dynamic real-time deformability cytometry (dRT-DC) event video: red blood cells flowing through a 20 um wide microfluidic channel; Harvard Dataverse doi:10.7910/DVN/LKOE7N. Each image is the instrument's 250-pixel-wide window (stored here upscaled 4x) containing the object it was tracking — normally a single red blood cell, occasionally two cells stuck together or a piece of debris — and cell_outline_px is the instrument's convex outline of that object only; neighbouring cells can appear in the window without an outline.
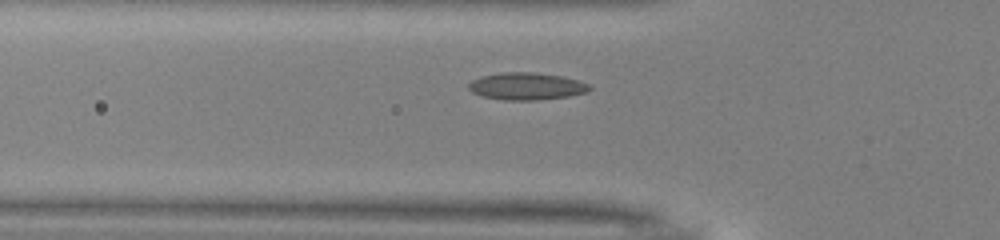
{"species": "common noctule bat (a hibernating species)", "species_latin": "Nyctalus noctula", "temperature_condition": "warm", "stored_images_in_passage": 25, "camera_frame_rate_fps": 3000, "um_per_image_px": 0.085, "animal": {"sex": "male", "body_mass_g": 13.0, "forearm_length_mm": 53.1}, "frame": {"image": 1, "passage_image": 2, "time_ms": 0.333, "image_size_px": [1000, 240], "cell_outline_px": [[592, 88], [588, 92], [568, 96], [540, 100], [504, 100], [480, 96], [472, 92], [468, 88], [468, 84], [472, 80], [480, 76], [500, 72], [536, 72], [564, 76], [588, 84]], "centroid_in_image_um": [44.73, 7.33], "position_along_channel_um": 81.1, "area_um2": 19.42}}
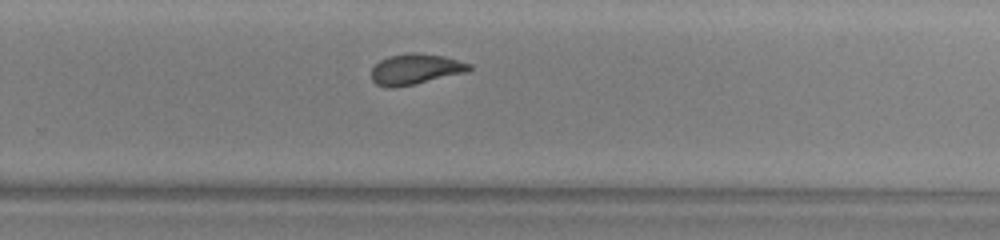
{"frame": {"image": 2, "passage_image": 18, "time_ms": 5.667, "image_size_px": [1000, 240], "cell_outline_px": [[472, 68], [468, 72], [416, 84], [392, 88], [388, 88], [376, 84], [372, 80], [372, 68], [380, 60], [388, 56], [408, 52], [416, 52], [444, 56], [472, 64]], "centroid_in_image_um": [35.33, 5.88], "position_along_channel_um": 294.5, "area_um2": 17.69}}
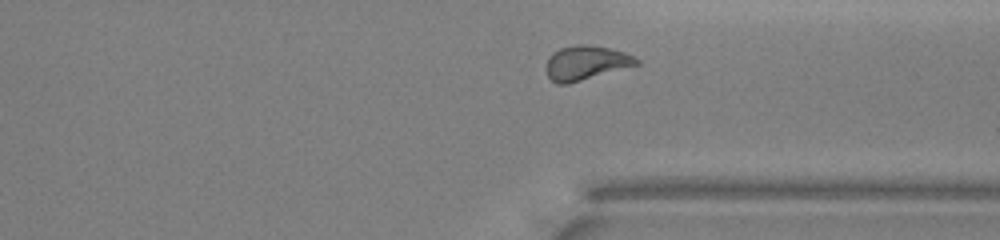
{"frame": {"image": 3, "passage_image": 23, "time_ms": 7.333, "image_size_px": [1000, 240], "cell_outline_px": [[640, 64], [568, 84], [556, 84], [548, 76], [548, 56], [552, 52], [560, 48], [576, 44], [588, 44], [608, 48], [624, 52], [640, 60]], "centroid_in_image_um": [49.81, 5.33], "position_along_channel_um": 361.6, "area_um2": 17.92}, "authors_computed_cell_mechanics": {"area_um2": 17.34, "velocity_mm_per_s": 4.0014, "shape_relaxation_time_tau1_ms": 6.0283, "shape_relaxation_time_tau2_ms": 1.523, "deformation_change_tau1": 0.1642, "deformation_change_tau2": 0.0695}}